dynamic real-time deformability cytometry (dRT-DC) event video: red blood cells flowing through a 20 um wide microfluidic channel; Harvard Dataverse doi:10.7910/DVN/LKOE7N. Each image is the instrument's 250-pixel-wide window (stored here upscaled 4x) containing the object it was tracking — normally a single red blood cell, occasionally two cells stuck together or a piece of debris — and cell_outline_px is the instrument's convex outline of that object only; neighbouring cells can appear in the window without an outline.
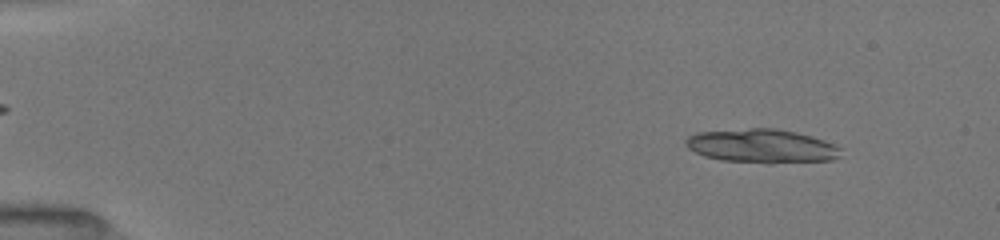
{"species": "common noctule bat (a hibernating species)", "species_latin": "Nyctalus noctula", "temperature_condition": "room temperature", "stored_images_in_passage": 21, "camera_frame_rate_fps": 3000, "um_per_image_px": 0.085, "animal": {"sex": "female", "body_mass_g": 19.5, "forearm_length_mm": 54.1}, "frame": {"image": 1, "passage_image": 5, "time_ms": 1.333, "image_size_px": [1000, 240], "cell_outline_px": [[840, 156], [832, 160], [772, 164], [768, 164], [720, 160], [704, 156], [688, 148], [684, 144], [684, 140], [688, 136], [696, 132], [748, 128], [776, 128], [796, 132], [812, 136], [824, 140], [840, 148]], "centroid_in_image_um": [64.72, 12.42], "position_along_channel_um": 20.3, "area_um2": 30.98}}